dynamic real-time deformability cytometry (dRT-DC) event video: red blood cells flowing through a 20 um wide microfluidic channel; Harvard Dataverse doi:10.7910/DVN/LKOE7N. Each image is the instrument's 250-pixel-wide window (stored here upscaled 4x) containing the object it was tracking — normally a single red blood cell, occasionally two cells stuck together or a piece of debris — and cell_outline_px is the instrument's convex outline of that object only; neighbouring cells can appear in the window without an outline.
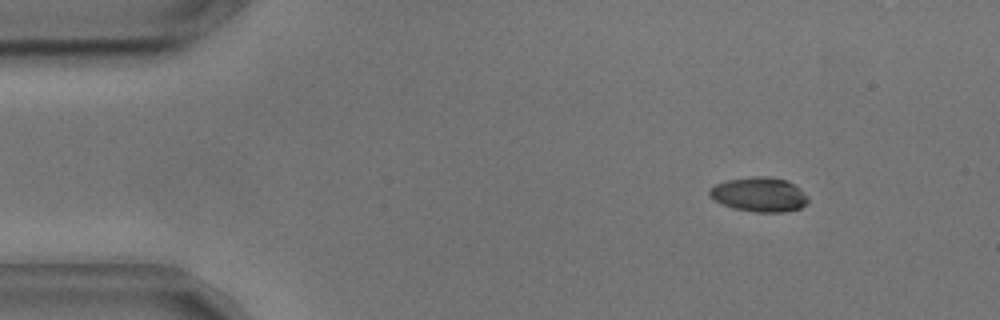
{"species": "common noctule bat (a hibernating species)", "species_latin": "Nyctalus noctula", "temperature_condition": "cold", "stored_images_in_passage": 55, "camera_frame_rate_fps": 3000, "um_per_image_px": 0.085, "animal": {"sex": "male", "body_mass_g": 17.9, "forearm_length_mm": 54.2}, "frame": {"image": 1, "passage_image": 7, "time_ms": 2.0, "image_size_px": [1000, 320], "cell_outline_px": [[808, 204], [800, 208], [784, 212], [756, 212], [736, 208], [724, 204], [716, 200], [708, 192], [716, 184], [728, 180], [756, 176], [768, 176], [788, 180], [800, 188], [808, 196]], "centroid_in_image_um": [64.62, 16.52], "position_along_channel_um": 20.4, "area_um2": 19.59}}
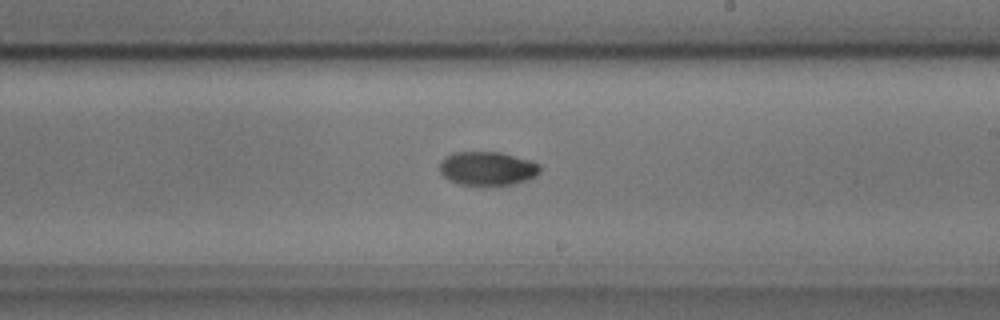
{"frame": {"image": 2, "passage_image": 32, "time_ms": 10.333, "image_size_px": [1000, 320], "cell_outline_px": [[540, 172], [536, 176], [512, 184], [484, 188], [460, 184], [448, 180], [440, 172], [440, 160], [444, 156], [452, 152], [500, 152], [532, 160], [540, 164]], "centroid_in_image_um": [41.41, 14.34], "position_along_channel_um": 247.6, "area_um2": 20.46}}
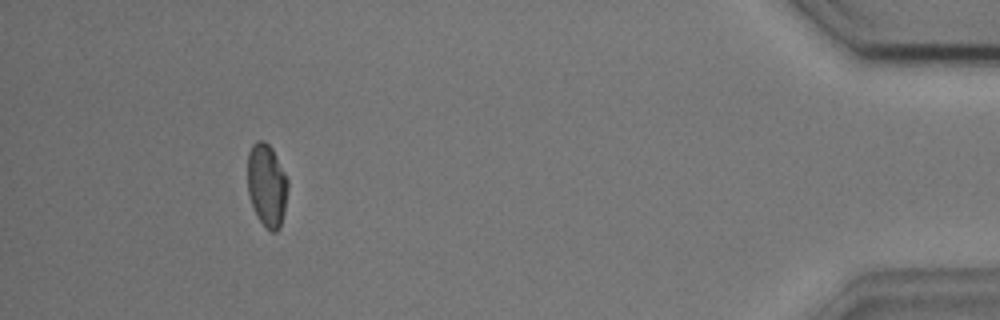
{"frame": {"image": 3, "passage_image": 51, "time_ms": 16.667, "image_size_px": [1000, 320], "cell_outline_px": [[288, 188], [284, 212], [280, 224], [276, 232], [272, 232], [264, 228], [248, 196], [248, 152], [252, 144], [256, 140], [264, 140], [272, 148], [288, 180]], "centroid_in_image_um": [22.67, 15.72], "position_along_channel_um": 412.5, "area_um2": 19.42}, "authors_computed_cell_mechanics": {"area_um2": 19.5942, "velocity_mm_per_s": 3.6099, "shape_relaxation_time_tau1_ms": 3.9436, "shape_relaxation_time_tau2_ms": 3.1674, "deformation_change_tau1": 0.1464, "deformation_change_tau2": 0.0468}}